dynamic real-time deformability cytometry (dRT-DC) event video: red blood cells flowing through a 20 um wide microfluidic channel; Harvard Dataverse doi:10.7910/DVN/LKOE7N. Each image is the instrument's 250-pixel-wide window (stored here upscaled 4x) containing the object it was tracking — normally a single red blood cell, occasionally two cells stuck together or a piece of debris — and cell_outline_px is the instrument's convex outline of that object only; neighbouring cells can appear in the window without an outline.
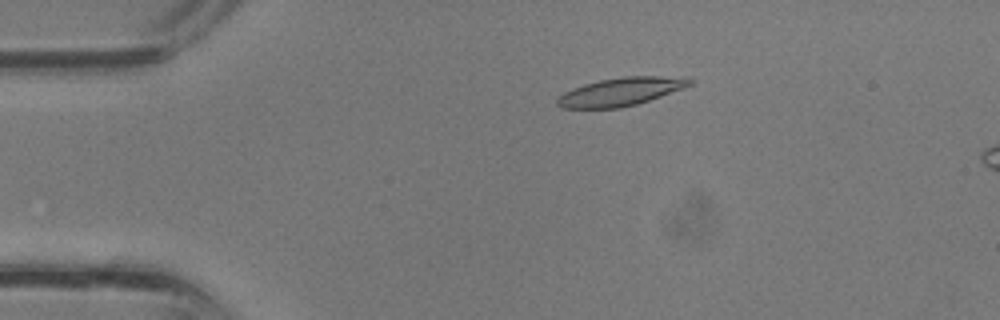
{"species": "common noctule bat (a hibernating species)", "species_latin": "Nyctalus noctula", "temperature_condition": "room temperature", "stored_images_in_passage": 37, "camera_frame_rate_fps": 3000, "um_per_image_px": 0.085, "animal": {"sex": "male", "body_mass_g": 13.3}, "frame": {"image": 1, "passage_image": 8, "time_ms": 2.333, "image_size_px": [1000, 320], "cell_outline_px": [[692, 84], [660, 96], [636, 104], [620, 108], [564, 108], [556, 104], [556, 100], [564, 92], [572, 88], [584, 84], [600, 80], [624, 76], [688, 76], [692, 80]], "centroid_in_image_um": [52.77, 7.78], "position_along_channel_um": 32.2, "area_um2": 21.62}}
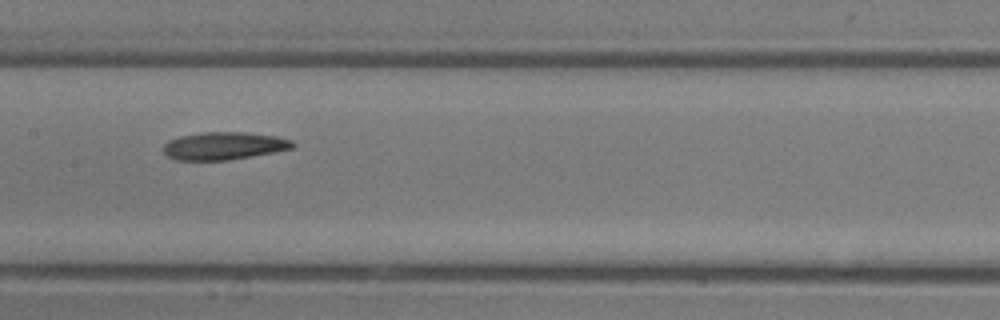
{"frame": {"image": 2, "passage_image": 19, "time_ms": 6.0, "image_size_px": [1000, 320], "cell_outline_px": [[296, 144], [292, 148], [276, 152], [228, 160], [176, 160], [168, 156], [164, 152], [164, 144], [168, 140], [180, 136], [204, 132], [240, 132], [276, 136], [292, 140]], "centroid_in_image_um": [19.04, 12.4], "position_along_channel_um": 188.4, "area_um2": 20.81}}
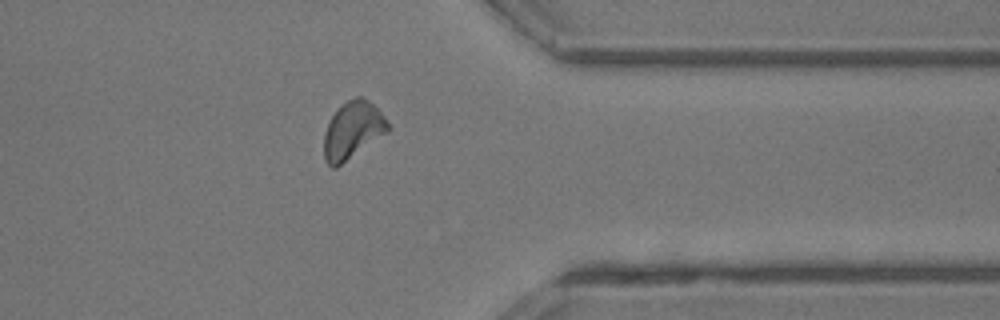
{"frame": {"image": 3, "passage_image": 30, "time_ms": 9.667, "image_size_px": [1000, 320], "cell_outline_px": [[392, 128], [388, 132], [336, 168], [332, 168], [324, 160], [324, 132], [332, 116], [348, 100], [356, 96], [360, 96], [368, 100], [384, 116]], "centroid_in_image_um": [29.99, 11.1], "position_along_channel_um": 381.4, "area_um2": 21.15}}